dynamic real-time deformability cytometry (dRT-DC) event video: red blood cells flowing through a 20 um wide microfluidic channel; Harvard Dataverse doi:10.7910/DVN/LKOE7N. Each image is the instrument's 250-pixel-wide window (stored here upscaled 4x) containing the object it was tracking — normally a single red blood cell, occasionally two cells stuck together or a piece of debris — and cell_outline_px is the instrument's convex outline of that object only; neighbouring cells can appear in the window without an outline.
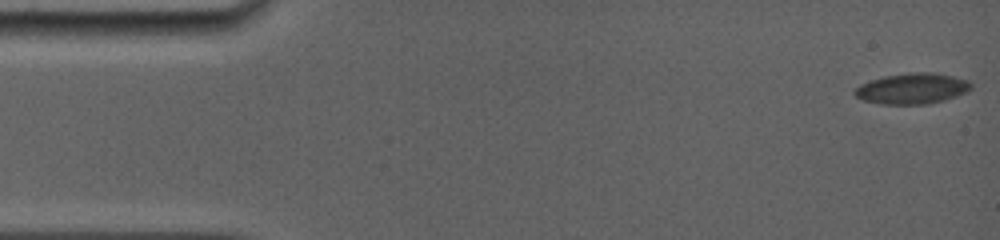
{"species": "common noctule bat (a hibernating species)", "species_latin": "Nyctalus noctula", "temperature_condition": "room temperature", "stored_images_in_passage": 49, "camera_frame_rate_fps": 5000, "um_per_image_px": 0.085, "animal": {"sex": "female", "body_mass_g": 19.0, "forearm_length_mm": 56.7}, "frame": {"image": 1, "passage_image": 1, "time_ms": 0.0, "image_size_px": [1000, 240], "cell_outline_px": [[972, 88], [968, 92], [944, 100], [928, 104], [880, 104], [864, 100], [856, 96], [852, 92], [860, 84], [884, 76], [912, 72], [936, 72], [968, 80], [972, 84]], "centroid_in_image_um": [77.56, 7.52], "position_along_channel_um": 7.4, "area_um2": 20.92}}
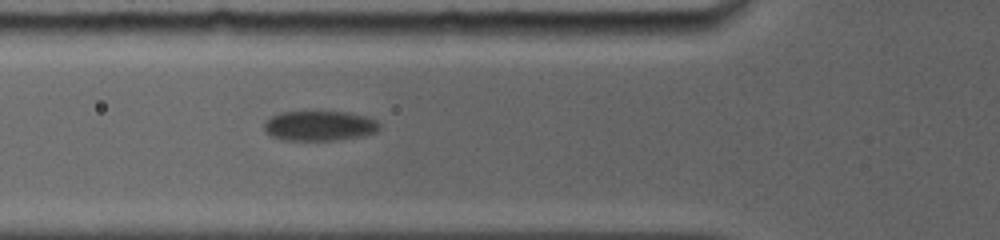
{"frame": {"image": 2, "passage_image": 34, "time_ms": 5.8, "image_size_px": [1000, 240], "cell_outline_px": [[380, 128], [376, 132], [364, 136], [336, 140], [284, 140], [272, 136], [264, 128], [264, 124], [272, 116], [280, 112], [348, 112], [368, 116], [376, 120], [380, 124]], "centroid_in_image_um": [27.22, 10.69], "position_along_channel_um": 98.6, "area_um2": 20.11}}
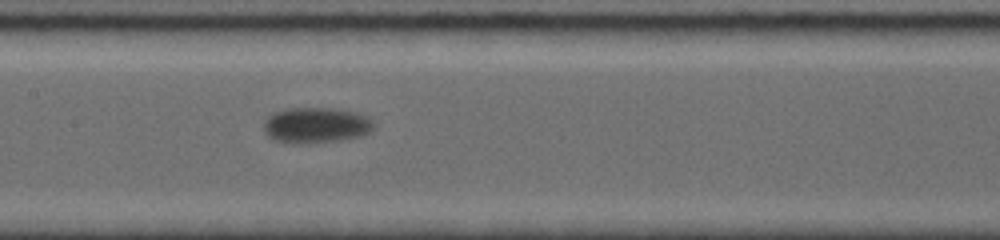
{"frame": {"image": 3, "passage_image": 48, "time_ms": 8.0, "image_size_px": [1000, 240], "cell_outline_px": [[376, 124], [368, 132], [360, 136], [340, 140], [276, 140], [268, 136], [264, 132], [264, 120], [272, 112], [284, 108], [332, 108], [356, 112], [368, 116]], "centroid_in_image_um": [26.88, 10.57], "position_along_channel_um": 180.5, "area_um2": 22.08}}